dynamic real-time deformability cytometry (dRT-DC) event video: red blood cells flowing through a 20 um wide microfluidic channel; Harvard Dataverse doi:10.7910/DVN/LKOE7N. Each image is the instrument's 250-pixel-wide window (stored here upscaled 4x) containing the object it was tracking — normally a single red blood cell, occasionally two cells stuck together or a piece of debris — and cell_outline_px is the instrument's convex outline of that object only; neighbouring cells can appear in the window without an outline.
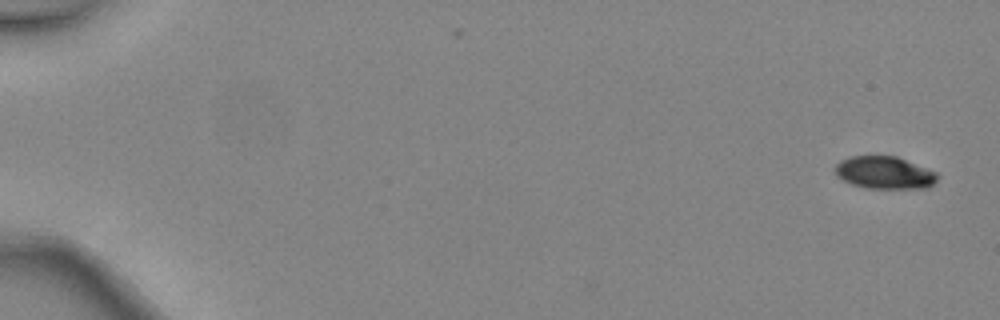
{"species": "common noctule bat (a hibernating species)", "species_latin": "Nyctalus noctula", "temperature_condition": "warm", "stored_images_in_passage": 5, "camera_frame_rate_fps": 3000, "um_per_image_px": 0.085, "animal": {"sex": "female", "body_mass_g": 24.6, "forearm_length_mm": 56.2}, "frame": {"image": 1, "passage_image": 1, "time_ms": 0.0, "image_size_px": [1000, 320], "cell_outline_px": [[940, 176], [928, 188], [868, 188], [852, 184], [836, 176], [836, 164], [840, 160], [848, 156], [896, 156], [936, 172]], "centroid_in_image_um": [75.18, 14.67], "position_along_channel_um": 9.8, "area_um2": 19.25}}
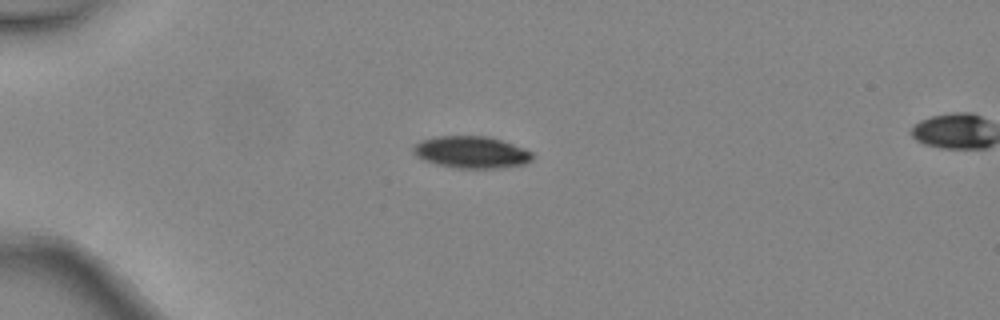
{"frame": {"image": 2, "passage_image": 4, "time_ms": 1.0, "image_size_px": [1000, 320], "cell_outline_px": [[532, 160], [524, 164], [504, 168], [456, 168], [436, 164], [424, 160], [416, 156], [412, 152], [412, 148], [420, 140], [436, 136], [488, 136], [524, 148], [532, 152]], "centroid_in_image_um": [40.05, 12.94], "position_along_channel_um": 45.0, "area_um2": 22.25}}